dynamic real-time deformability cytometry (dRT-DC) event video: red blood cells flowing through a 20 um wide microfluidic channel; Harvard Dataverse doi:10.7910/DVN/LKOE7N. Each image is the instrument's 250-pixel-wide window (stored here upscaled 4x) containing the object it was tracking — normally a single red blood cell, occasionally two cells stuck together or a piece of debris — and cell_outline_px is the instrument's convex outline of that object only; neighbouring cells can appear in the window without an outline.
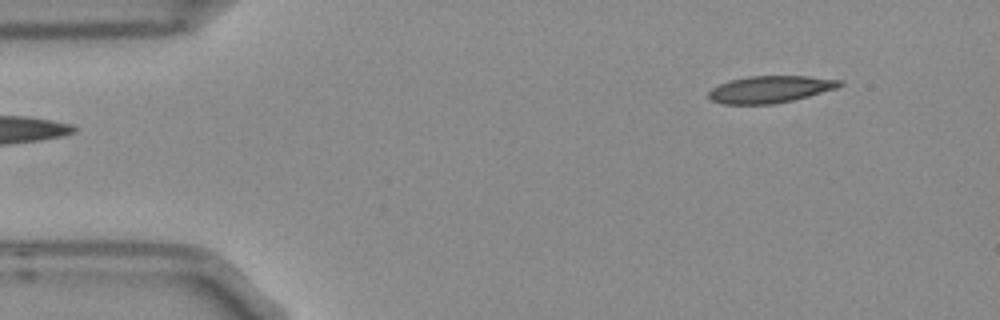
{"species": "Egyptian fruit bat (a non-hibernating species)", "species_latin": "Rousettus aegyptiacus", "temperature_condition": "room temperature", "stored_images_in_passage": 5, "camera_frame_rate_fps": 3000, "um_per_image_px": 0.085, "frame": {"image": 1, "passage_image": 5, "time_ms": 1.333, "image_size_px": [1000, 320], "cell_outline_px": [[844, 84], [840, 88], [792, 100], [772, 104], [720, 104], [712, 100], [708, 96], [708, 92], [712, 88], [728, 80], [748, 76], [808, 76], [840, 80]], "centroid_in_image_um": [65.47, 7.59], "position_along_channel_um": 19.5, "area_um2": 20.69}}